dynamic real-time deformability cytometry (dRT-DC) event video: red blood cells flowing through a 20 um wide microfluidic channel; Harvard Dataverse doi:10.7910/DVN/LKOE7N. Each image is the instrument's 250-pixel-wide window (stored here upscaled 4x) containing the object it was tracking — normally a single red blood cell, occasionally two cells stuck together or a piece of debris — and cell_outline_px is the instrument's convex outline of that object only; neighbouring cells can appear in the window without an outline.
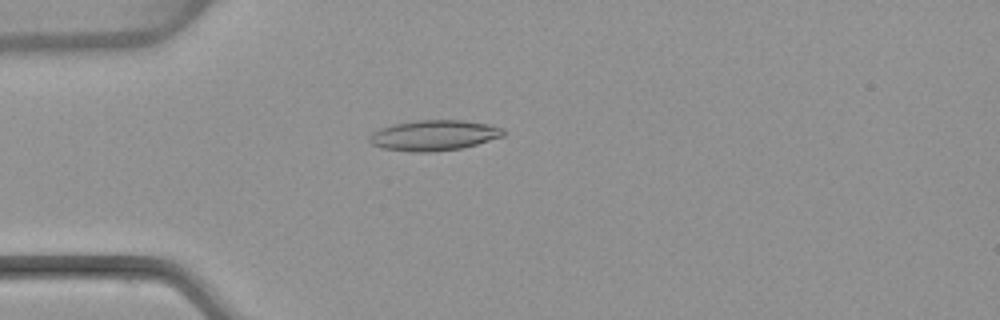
{"species": "common noctule bat (a hibernating species)", "species_latin": "Nyctalus noctula", "temperature_condition": "warm", "stored_images_in_passage": 53, "camera_frame_rate_fps": 3000, "um_per_image_px": 0.085, "animal": {"sex": "female", "body_mass_g": 22.7, "forearm_length_mm": 54.2}, "frame": {"image": 1, "passage_image": 15, "time_ms": 4.667, "image_size_px": [1000, 320], "cell_outline_px": [[508, 132], [504, 136], [476, 144], [460, 148], [432, 152], [412, 152], [380, 148], [372, 144], [368, 140], [372, 132], [380, 128], [392, 124], [416, 120], [464, 120], [488, 124], [504, 128]], "centroid_in_image_um": [36.89, 11.5], "position_along_channel_um": 48.1, "area_um2": 23.99}}
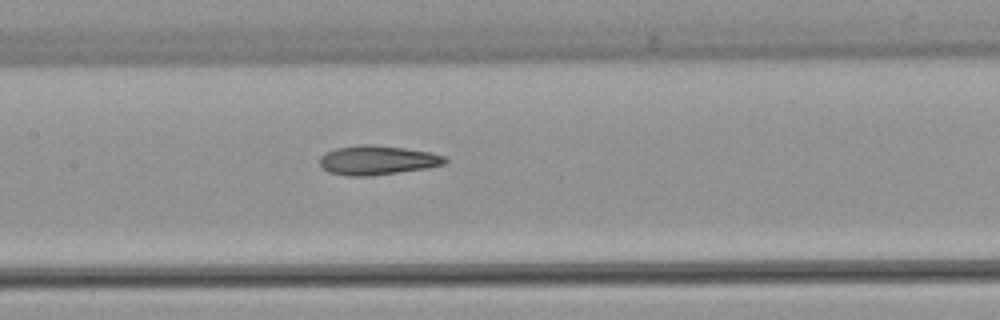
{"frame": {"image": 2, "passage_image": 26, "time_ms": 8.333, "image_size_px": [1000, 320], "cell_outline_px": [[448, 160], [444, 164], [428, 168], [368, 176], [344, 176], [328, 172], [320, 164], [320, 156], [324, 152], [336, 148], [360, 144], [368, 144], [404, 148], [432, 152], [444, 156]], "centroid_in_image_um": [32.06, 13.61], "position_along_channel_um": 175.3, "area_um2": 21.44}}
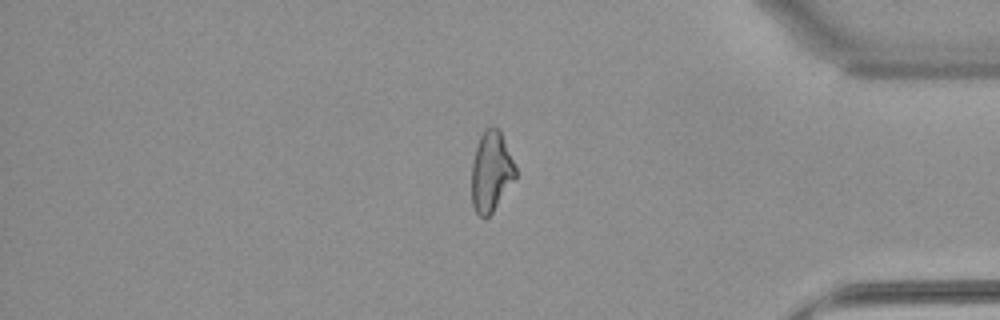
{"frame": {"image": 3, "passage_image": 45, "time_ms": 14.667, "image_size_px": [1000, 320], "cell_outline_px": [[516, 176], [492, 212], [484, 220], [476, 212], [472, 204], [472, 164], [476, 148], [480, 136], [484, 128], [488, 124], [492, 124], [500, 128], [516, 168]], "centroid_in_image_um": [41.74, 14.52], "position_along_channel_um": 393.5, "area_um2": 20.58}, "authors_computed_cell_mechanics": {"area_um2": 21.675, "velocity_mm_per_s": 3.8696, "shape_relaxation_time_tau1_ms": null, "shape_relaxation_time_tau2_ms": 2.492, "deformation_change_tau1": null, "deformation_change_tau2": 0.1182}}